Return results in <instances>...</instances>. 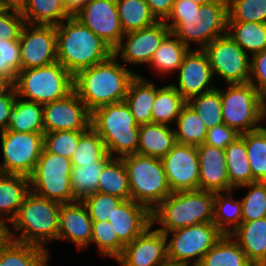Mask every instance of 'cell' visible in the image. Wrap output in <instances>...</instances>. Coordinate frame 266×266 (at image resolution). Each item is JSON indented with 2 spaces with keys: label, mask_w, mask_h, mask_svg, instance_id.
<instances>
[{
  "label": "cell",
  "mask_w": 266,
  "mask_h": 266,
  "mask_svg": "<svg viewBox=\"0 0 266 266\" xmlns=\"http://www.w3.org/2000/svg\"><path fill=\"white\" fill-rule=\"evenodd\" d=\"M25 24V19L19 10L5 8L0 12V39L19 40Z\"/></svg>",
  "instance_id": "obj_49"
},
{
  "label": "cell",
  "mask_w": 266,
  "mask_h": 266,
  "mask_svg": "<svg viewBox=\"0 0 266 266\" xmlns=\"http://www.w3.org/2000/svg\"><path fill=\"white\" fill-rule=\"evenodd\" d=\"M187 101L170 84L157 89L152 107V123L169 124L177 120Z\"/></svg>",
  "instance_id": "obj_38"
},
{
  "label": "cell",
  "mask_w": 266,
  "mask_h": 266,
  "mask_svg": "<svg viewBox=\"0 0 266 266\" xmlns=\"http://www.w3.org/2000/svg\"><path fill=\"white\" fill-rule=\"evenodd\" d=\"M159 266H189V265L180 264V263H173V262L167 261L164 264L159 265Z\"/></svg>",
  "instance_id": "obj_60"
},
{
  "label": "cell",
  "mask_w": 266,
  "mask_h": 266,
  "mask_svg": "<svg viewBox=\"0 0 266 266\" xmlns=\"http://www.w3.org/2000/svg\"><path fill=\"white\" fill-rule=\"evenodd\" d=\"M105 143L98 133L90 127L79 139L76 150L71 157L72 166H82L98 160H109Z\"/></svg>",
  "instance_id": "obj_42"
},
{
  "label": "cell",
  "mask_w": 266,
  "mask_h": 266,
  "mask_svg": "<svg viewBox=\"0 0 266 266\" xmlns=\"http://www.w3.org/2000/svg\"><path fill=\"white\" fill-rule=\"evenodd\" d=\"M28 0H1L4 8L21 11Z\"/></svg>",
  "instance_id": "obj_58"
},
{
  "label": "cell",
  "mask_w": 266,
  "mask_h": 266,
  "mask_svg": "<svg viewBox=\"0 0 266 266\" xmlns=\"http://www.w3.org/2000/svg\"><path fill=\"white\" fill-rule=\"evenodd\" d=\"M161 160L172 192L199 190V161L196 146L177 142Z\"/></svg>",
  "instance_id": "obj_17"
},
{
  "label": "cell",
  "mask_w": 266,
  "mask_h": 266,
  "mask_svg": "<svg viewBox=\"0 0 266 266\" xmlns=\"http://www.w3.org/2000/svg\"><path fill=\"white\" fill-rule=\"evenodd\" d=\"M112 54L108 59L73 76L74 91L90 113L108 105L123 102L135 72L121 66Z\"/></svg>",
  "instance_id": "obj_1"
},
{
  "label": "cell",
  "mask_w": 266,
  "mask_h": 266,
  "mask_svg": "<svg viewBox=\"0 0 266 266\" xmlns=\"http://www.w3.org/2000/svg\"><path fill=\"white\" fill-rule=\"evenodd\" d=\"M249 82L266 98V49L251 56ZM257 80V83L253 78Z\"/></svg>",
  "instance_id": "obj_51"
},
{
  "label": "cell",
  "mask_w": 266,
  "mask_h": 266,
  "mask_svg": "<svg viewBox=\"0 0 266 266\" xmlns=\"http://www.w3.org/2000/svg\"><path fill=\"white\" fill-rule=\"evenodd\" d=\"M111 226L108 221L93 223L91 243L97 244L100 255L110 256L117 260L122 255L124 246L119 242Z\"/></svg>",
  "instance_id": "obj_47"
},
{
  "label": "cell",
  "mask_w": 266,
  "mask_h": 266,
  "mask_svg": "<svg viewBox=\"0 0 266 266\" xmlns=\"http://www.w3.org/2000/svg\"><path fill=\"white\" fill-rule=\"evenodd\" d=\"M227 33L250 56L266 49V23L227 22Z\"/></svg>",
  "instance_id": "obj_34"
},
{
  "label": "cell",
  "mask_w": 266,
  "mask_h": 266,
  "mask_svg": "<svg viewBox=\"0 0 266 266\" xmlns=\"http://www.w3.org/2000/svg\"><path fill=\"white\" fill-rule=\"evenodd\" d=\"M122 159L128 174L131 199L152 212L172 193L162 160L138 153Z\"/></svg>",
  "instance_id": "obj_6"
},
{
  "label": "cell",
  "mask_w": 266,
  "mask_h": 266,
  "mask_svg": "<svg viewBox=\"0 0 266 266\" xmlns=\"http://www.w3.org/2000/svg\"><path fill=\"white\" fill-rule=\"evenodd\" d=\"M170 32L165 21H157L141 30L124 33L121 43L113 50V54L129 64H150L154 52ZM123 38H127L125 44Z\"/></svg>",
  "instance_id": "obj_18"
},
{
  "label": "cell",
  "mask_w": 266,
  "mask_h": 266,
  "mask_svg": "<svg viewBox=\"0 0 266 266\" xmlns=\"http://www.w3.org/2000/svg\"><path fill=\"white\" fill-rule=\"evenodd\" d=\"M171 37H175L171 39ZM190 48L184 45L171 32L164 38L161 45L154 52L150 65L159 73L173 72L179 69L185 54Z\"/></svg>",
  "instance_id": "obj_40"
},
{
  "label": "cell",
  "mask_w": 266,
  "mask_h": 266,
  "mask_svg": "<svg viewBox=\"0 0 266 266\" xmlns=\"http://www.w3.org/2000/svg\"><path fill=\"white\" fill-rule=\"evenodd\" d=\"M203 50L213 76L220 75L228 84L249 82L251 59L228 33L215 38Z\"/></svg>",
  "instance_id": "obj_13"
},
{
  "label": "cell",
  "mask_w": 266,
  "mask_h": 266,
  "mask_svg": "<svg viewBox=\"0 0 266 266\" xmlns=\"http://www.w3.org/2000/svg\"><path fill=\"white\" fill-rule=\"evenodd\" d=\"M238 136H240L239 133L222 123L220 125L214 126L211 129H208L204 144L225 149Z\"/></svg>",
  "instance_id": "obj_52"
},
{
  "label": "cell",
  "mask_w": 266,
  "mask_h": 266,
  "mask_svg": "<svg viewBox=\"0 0 266 266\" xmlns=\"http://www.w3.org/2000/svg\"><path fill=\"white\" fill-rule=\"evenodd\" d=\"M264 118H266V98L264 99Z\"/></svg>",
  "instance_id": "obj_62"
},
{
  "label": "cell",
  "mask_w": 266,
  "mask_h": 266,
  "mask_svg": "<svg viewBox=\"0 0 266 266\" xmlns=\"http://www.w3.org/2000/svg\"><path fill=\"white\" fill-rule=\"evenodd\" d=\"M229 85L225 91L220 89L224 124L240 135L261 128L265 98L250 82Z\"/></svg>",
  "instance_id": "obj_9"
},
{
  "label": "cell",
  "mask_w": 266,
  "mask_h": 266,
  "mask_svg": "<svg viewBox=\"0 0 266 266\" xmlns=\"http://www.w3.org/2000/svg\"><path fill=\"white\" fill-rule=\"evenodd\" d=\"M199 161V190L228 192L230 185L227 173L225 151L208 144L196 147Z\"/></svg>",
  "instance_id": "obj_21"
},
{
  "label": "cell",
  "mask_w": 266,
  "mask_h": 266,
  "mask_svg": "<svg viewBox=\"0 0 266 266\" xmlns=\"http://www.w3.org/2000/svg\"><path fill=\"white\" fill-rule=\"evenodd\" d=\"M71 159L47 152L44 148L32 174L30 190L35 194L61 204L72 203Z\"/></svg>",
  "instance_id": "obj_10"
},
{
  "label": "cell",
  "mask_w": 266,
  "mask_h": 266,
  "mask_svg": "<svg viewBox=\"0 0 266 266\" xmlns=\"http://www.w3.org/2000/svg\"><path fill=\"white\" fill-rule=\"evenodd\" d=\"M203 120L208 129L220 125L222 118V101L220 89L214 88L187 101Z\"/></svg>",
  "instance_id": "obj_43"
},
{
  "label": "cell",
  "mask_w": 266,
  "mask_h": 266,
  "mask_svg": "<svg viewBox=\"0 0 266 266\" xmlns=\"http://www.w3.org/2000/svg\"><path fill=\"white\" fill-rule=\"evenodd\" d=\"M97 192L123 200L131 199L128 174L122 158L111 157L106 162L100 174Z\"/></svg>",
  "instance_id": "obj_32"
},
{
  "label": "cell",
  "mask_w": 266,
  "mask_h": 266,
  "mask_svg": "<svg viewBox=\"0 0 266 266\" xmlns=\"http://www.w3.org/2000/svg\"><path fill=\"white\" fill-rule=\"evenodd\" d=\"M14 88V81L6 76L0 74V96L8 94Z\"/></svg>",
  "instance_id": "obj_57"
},
{
  "label": "cell",
  "mask_w": 266,
  "mask_h": 266,
  "mask_svg": "<svg viewBox=\"0 0 266 266\" xmlns=\"http://www.w3.org/2000/svg\"><path fill=\"white\" fill-rule=\"evenodd\" d=\"M226 167L233 188L253 183L245 140L238 136L225 149Z\"/></svg>",
  "instance_id": "obj_33"
},
{
  "label": "cell",
  "mask_w": 266,
  "mask_h": 266,
  "mask_svg": "<svg viewBox=\"0 0 266 266\" xmlns=\"http://www.w3.org/2000/svg\"><path fill=\"white\" fill-rule=\"evenodd\" d=\"M63 22L56 25L57 61L73 76L113 54L108 44L73 15Z\"/></svg>",
  "instance_id": "obj_2"
},
{
  "label": "cell",
  "mask_w": 266,
  "mask_h": 266,
  "mask_svg": "<svg viewBox=\"0 0 266 266\" xmlns=\"http://www.w3.org/2000/svg\"><path fill=\"white\" fill-rule=\"evenodd\" d=\"M176 141L181 144L199 146L207 137L208 128L195 110L186 103L176 120Z\"/></svg>",
  "instance_id": "obj_36"
},
{
  "label": "cell",
  "mask_w": 266,
  "mask_h": 266,
  "mask_svg": "<svg viewBox=\"0 0 266 266\" xmlns=\"http://www.w3.org/2000/svg\"><path fill=\"white\" fill-rule=\"evenodd\" d=\"M4 9H5V8H4V6H3V4H2V2H1V0H0V12H2Z\"/></svg>",
  "instance_id": "obj_63"
},
{
  "label": "cell",
  "mask_w": 266,
  "mask_h": 266,
  "mask_svg": "<svg viewBox=\"0 0 266 266\" xmlns=\"http://www.w3.org/2000/svg\"><path fill=\"white\" fill-rule=\"evenodd\" d=\"M108 160H98L82 166H72L71 190L76 201L97 192L101 171Z\"/></svg>",
  "instance_id": "obj_39"
},
{
  "label": "cell",
  "mask_w": 266,
  "mask_h": 266,
  "mask_svg": "<svg viewBox=\"0 0 266 266\" xmlns=\"http://www.w3.org/2000/svg\"><path fill=\"white\" fill-rule=\"evenodd\" d=\"M197 266H254L246 257L237 241L224 234L203 256Z\"/></svg>",
  "instance_id": "obj_31"
},
{
  "label": "cell",
  "mask_w": 266,
  "mask_h": 266,
  "mask_svg": "<svg viewBox=\"0 0 266 266\" xmlns=\"http://www.w3.org/2000/svg\"><path fill=\"white\" fill-rule=\"evenodd\" d=\"M175 0H146L151 13L158 21H165L172 11Z\"/></svg>",
  "instance_id": "obj_54"
},
{
  "label": "cell",
  "mask_w": 266,
  "mask_h": 266,
  "mask_svg": "<svg viewBox=\"0 0 266 266\" xmlns=\"http://www.w3.org/2000/svg\"><path fill=\"white\" fill-rule=\"evenodd\" d=\"M91 127L105 143L111 157L136 154L139 145V125L125 101L108 104L91 113Z\"/></svg>",
  "instance_id": "obj_5"
},
{
  "label": "cell",
  "mask_w": 266,
  "mask_h": 266,
  "mask_svg": "<svg viewBox=\"0 0 266 266\" xmlns=\"http://www.w3.org/2000/svg\"><path fill=\"white\" fill-rule=\"evenodd\" d=\"M48 250L5 238L0 243V266H48Z\"/></svg>",
  "instance_id": "obj_28"
},
{
  "label": "cell",
  "mask_w": 266,
  "mask_h": 266,
  "mask_svg": "<svg viewBox=\"0 0 266 266\" xmlns=\"http://www.w3.org/2000/svg\"><path fill=\"white\" fill-rule=\"evenodd\" d=\"M167 241V259L173 263L189 265L192 258H196L192 266H197L203 256L224 235L213 222L199 223L179 228L170 232H163Z\"/></svg>",
  "instance_id": "obj_11"
},
{
  "label": "cell",
  "mask_w": 266,
  "mask_h": 266,
  "mask_svg": "<svg viewBox=\"0 0 266 266\" xmlns=\"http://www.w3.org/2000/svg\"><path fill=\"white\" fill-rule=\"evenodd\" d=\"M17 95L15 88H13L8 94L0 96V132H4L8 128V118Z\"/></svg>",
  "instance_id": "obj_53"
},
{
  "label": "cell",
  "mask_w": 266,
  "mask_h": 266,
  "mask_svg": "<svg viewBox=\"0 0 266 266\" xmlns=\"http://www.w3.org/2000/svg\"><path fill=\"white\" fill-rule=\"evenodd\" d=\"M29 26H33V29H29ZM29 26L27 27V23L24 25L19 38L21 70L42 67L56 62V26Z\"/></svg>",
  "instance_id": "obj_14"
},
{
  "label": "cell",
  "mask_w": 266,
  "mask_h": 266,
  "mask_svg": "<svg viewBox=\"0 0 266 266\" xmlns=\"http://www.w3.org/2000/svg\"><path fill=\"white\" fill-rule=\"evenodd\" d=\"M196 4L202 5V4H207V3H213L219 0H192Z\"/></svg>",
  "instance_id": "obj_59"
},
{
  "label": "cell",
  "mask_w": 266,
  "mask_h": 266,
  "mask_svg": "<svg viewBox=\"0 0 266 266\" xmlns=\"http://www.w3.org/2000/svg\"><path fill=\"white\" fill-rule=\"evenodd\" d=\"M30 191L29 177L19 174L0 173V221L7 227L17 215L23 200Z\"/></svg>",
  "instance_id": "obj_25"
},
{
  "label": "cell",
  "mask_w": 266,
  "mask_h": 266,
  "mask_svg": "<svg viewBox=\"0 0 266 266\" xmlns=\"http://www.w3.org/2000/svg\"><path fill=\"white\" fill-rule=\"evenodd\" d=\"M7 130L44 133L43 104L16 97L8 118Z\"/></svg>",
  "instance_id": "obj_30"
},
{
  "label": "cell",
  "mask_w": 266,
  "mask_h": 266,
  "mask_svg": "<svg viewBox=\"0 0 266 266\" xmlns=\"http://www.w3.org/2000/svg\"><path fill=\"white\" fill-rule=\"evenodd\" d=\"M92 225L93 222L82 201L61 204L57 240L72 241L81 250L91 243Z\"/></svg>",
  "instance_id": "obj_23"
},
{
  "label": "cell",
  "mask_w": 266,
  "mask_h": 266,
  "mask_svg": "<svg viewBox=\"0 0 266 266\" xmlns=\"http://www.w3.org/2000/svg\"><path fill=\"white\" fill-rule=\"evenodd\" d=\"M73 16L113 50L121 43L124 32L116 0H89Z\"/></svg>",
  "instance_id": "obj_15"
},
{
  "label": "cell",
  "mask_w": 266,
  "mask_h": 266,
  "mask_svg": "<svg viewBox=\"0 0 266 266\" xmlns=\"http://www.w3.org/2000/svg\"><path fill=\"white\" fill-rule=\"evenodd\" d=\"M200 6L192 0H175L169 16H191L200 14Z\"/></svg>",
  "instance_id": "obj_55"
},
{
  "label": "cell",
  "mask_w": 266,
  "mask_h": 266,
  "mask_svg": "<svg viewBox=\"0 0 266 266\" xmlns=\"http://www.w3.org/2000/svg\"><path fill=\"white\" fill-rule=\"evenodd\" d=\"M0 54L4 59V75L13 81L21 70L20 44L19 40H1Z\"/></svg>",
  "instance_id": "obj_50"
},
{
  "label": "cell",
  "mask_w": 266,
  "mask_h": 266,
  "mask_svg": "<svg viewBox=\"0 0 266 266\" xmlns=\"http://www.w3.org/2000/svg\"><path fill=\"white\" fill-rule=\"evenodd\" d=\"M123 201L119 197L95 192L82 200L93 223L108 221L114 209Z\"/></svg>",
  "instance_id": "obj_48"
},
{
  "label": "cell",
  "mask_w": 266,
  "mask_h": 266,
  "mask_svg": "<svg viewBox=\"0 0 266 266\" xmlns=\"http://www.w3.org/2000/svg\"><path fill=\"white\" fill-rule=\"evenodd\" d=\"M44 132L87 131L91 113L73 90L66 97L43 104Z\"/></svg>",
  "instance_id": "obj_16"
},
{
  "label": "cell",
  "mask_w": 266,
  "mask_h": 266,
  "mask_svg": "<svg viewBox=\"0 0 266 266\" xmlns=\"http://www.w3.org/2000/svg\"><path fill=\"white\" fill-rule=\"evenodd\" d=\"M108 222L125 247L152 224L151 212L132 199L123 200L114 209Z\"/></svg>",
  "instance_id": "obj_22"
},
{
  "label": "cell",
  "mask_w": 266,
  "mask_h": 266,
  "mask_svg": "<svg viewBox=\"0 0 266 266\" xmlns=\"http://www.w3.org/2000/svg\"><path fill=\"white\" fill-rule=\"evenodd\" d=\"M227 22L266 23V0H227Z\"/></svg>",
  "instance_id": "obj_44"
},
{
  "label": "cell",
  "mask_w": 266,
  "mask_h": 266,
  "mask_svg": "<svg viewBox=\"0 0 266 266\" xmlns=\"http://www.w3.org/2000/svg\"><path fill=\"white\" fill-rule=\"evenodd\" d=\"M156 98V87L144 77L136 74L131 80L125 102L138 125L152 123V107Z\"/></svg>",
  "instance_id": "obj_27"
},
{
  "label": "cell",
  "mask_w": 266,
  "mask_h": 266,
  "mask_svg": "<svg viewBox=\"0 0 266 266\" xmlns=\"http://www.w3.org/2000/svg\"><path fill=\"white\" fill-rule=\"evenodd\" d=\"M245 140L253 182H266V128L240 135Z\"/></svg>",
  "instance_id": "obj_41"
},
{
  "label": "cell",
  "mask_w": 266,
  "mask_h": 266,
  "mask_svg": "<svg viewBox=\"0 0 266 266\" xmlns=\"http://www.w3.org/2000/svg\"><path fill=\"white\" fill-rule=\"evenodd\" d=\"M86 131H54L43 133V148L49 152L71 159L80 137Z\"/></svg>",
  "instance_id": "obj_45"
},
{
  "label": "cell",
  "mask_w": 266,
  "mask_h": 266,
  "mask_svg": "<svg viewBox=\"0 0 266 266\" xmlns=\"http://www.w3.org/2000/svg\"><path fill=\"white\" fill-rule=\"evenodd\" d=\"M231 193L228 191L222 196L220 192H215L214 197L212 222L223 234H232L242 222V201L234 200Z\"/></svg>",
  "instance_id": "obj_37"
},
{
  "label": "cell",
  "mask_w": 266,
  "mask_h": 266,
  "mask_svg": "<svg viewBox=\"0 0 266 266\" xmlns=\"http://www.w3.org/2000/svg\"><path fill=\"white\" fill-rule=\"evenodd\" d=\"M89 0H63L66 9L74 15L80 8H82Z\"/></svg>",
  "instance_id": "obj_56"
},
{
  "label": "cell",
  "mask_w": 266,
  "mask_h": 266,
  "mask_svg": "<svg viewBox=\"0 0 266 266\" xmlns=\"http://www.w3.org/2000/svg\"><path fill=\"white\" fill-rule=\"evenodd\" d=\"M60 205L61 203L41 197L30 190L17 215L10 222L12 229L21 231V236L17 238L15 232H11L7 226L6 237L45 248L46 242L58 238Z\"/></svg>",
  "instance_id": "obj_3"
},
{
  "label": "cell",
  "mask_w": 266,
  "mask_h": 266,
  "mask_svg": "<svg viewBox=\"0 0 266 266\" xmlns=\"http://www.w3.org/2000/svg\"><path fill=\"white\" fill-rule=\"evenodd\" d=\"M230 235L254 266H266V217L241 222Z\"/></svg>",
  "instance_id": "obj_24"
},
{
  "label": "cell",
  "mask_w": 266,
  "mask_h": 266,
  "mask_svg": "<svg viewBox=\"0 0 266 266\" xmlns=\"http://www.w3.org/2000/svg\"><path fill=\"white\" fill-rule=\"evenodd\" d=\"M176 143L175 131L167 124L139 125L138 154L162 159Z\"/></svg>",
  "instance_id": "obj_26"
},
{
  "label": "cell",
  "mask_w": 266,
  "mask_h": 266,
  "mask_svg": "<svg viewBox=\"0 0 266 266\" xmlns=\"http://www.w3.org/2000/svg\"><path fill=\"white\" fill-rule=\"evenodd\" d=\"M212 78L213 73L206 52L203 49H189L179 67L178 86H172L188 101L214 89L209 86L212 84Z\"/></svg>",
  "instance_id": "obj_20"
},
{
  "label": "cell",
  "mask_w": 266,
  "mask_h": 266,
  "mask_svg": "<svg viewBox=\"0 0 266 266\" xmlns=\"http://www.w3.org/2000/svg\"><path fill=\"white\" fill-rule=\"evenodd\" d=\"M0 133L4 157L0 173L29 177L43 150V133L9 130Z\"/></svg>",
  "instance_id": "obj_12"
},
{
  "label": "cell",
  "mask_w": 266,
  "mask_h": 266,
  "mask_svg": "<svg viewBox=\"0 0 266 266\" xmlns=\"http://www.w3.org/2000/svg\"><path fill=\"white\" fill-rule=\"evenodd\" d=\"M0 74L4 75V59L2 58L0 54Z\"/></svg>",
  "instance_id": "obj_61"
},
{
  "label": "cell",
  "mask_w": 266,
  "mask_h": 266,
  "mask_svg": "<svg viewBox=\"0 0 266 266\" xmlns=\"http://www.w3.org/2000/svg\"><path fill=\"white\" fill-rule=\"evenodd\" d=\"M17 97L46 104L62 99L74 90L73 75L58 61L37 68L22 69L14 81Z\"/></svg>",
  "instance_id": "obj_7"
},
{
  "label": "cell",
  "mask_w": 266,
  "mask_h": 266,
  "mask_svg": "<svg viewBox=\"0 0 266 266\" xmlns=\"http://www.w3.org/2000/svg\"><path fill=\"white\" fill-rule=\"evenodd\" d=\"M215 192L189 190L172 192L152 212V224L163 226L160 232L213 221Z\"/></svg>",
  "instance_id": "obj_4"
},
{
  "label": "cell",
  "mask_w": 266,
  "mask_h": 266,
  "mask_svg": "<svg viewBox=\"0 0 266 266\" xmlns=\"http://www.w3.org/2000/svg\"><path fill=\"white\" fill-rule=\"evenodd\" d=\"M200 14L191 16H168L167 26L171 33L190 48V42L201 44L204 49L215 38L227 33V0L202 4Z\"/></svg>",
  "instance_id": "obj_8"
},
{
  "label": "cell",
  "mask_w": 266,
  "mask_h": 266,
  "mask_svg": "<svg viewBox=\"0 0 266 266\" xmlns=\"http://www.w3.org/2000/svg\"><path fill=\"white\" fill-rule=\"evenodd\" d=\"M240 187H250V192L243 197L242 222H249L266 217V182H253Z\"/></svg>",
  "instance_id": "obj_46"
},
{
  "label": "cell",
  "mask_w": 266,
  "mask_h": 266,
  "mask_svg": "<svg viewBox=\"0 0 266 266\" xmlns=\"http://www.w3.org/2000/svg\"><path fill=\"white\" fill-rule=\"evenodd\" d=\"M20 12L31 25L56 26L72 16L63 0H28Z\"/></svg>",
  "instance_id": "obj_29"
},
{
  "label": "cell",
  "mask_w": 266,
  "mask_h": 266,
  "mask_svg": "<svg viewBox=\"0 0 266 266\" xmlns=\"http://www.w3.org/2000/svg\"><path fill=\"white\" fill-rule=\"evenodd\" d=\"M116 5L124 33L141 30L158 21L146 0H116Z\"/></svg>",
  "instance_id": "obj_35"
},
{
  "label": "cell",
  "mask_w": 266,
  "mask_h": 266,
  "mask_svg": "<svg viewBox=\"0 0 266 266\" xmlns=\"http://www.w3.org/2000/svg\"><path fill=\"white\" fill-rule=\"evenodd\" d=\"M152 226L124 247L117 259L121 266H159L168 261L167 238L158 229L151 231Z\"/></svg>",
  "instance_id": "obj_19"
}]
</instances>
